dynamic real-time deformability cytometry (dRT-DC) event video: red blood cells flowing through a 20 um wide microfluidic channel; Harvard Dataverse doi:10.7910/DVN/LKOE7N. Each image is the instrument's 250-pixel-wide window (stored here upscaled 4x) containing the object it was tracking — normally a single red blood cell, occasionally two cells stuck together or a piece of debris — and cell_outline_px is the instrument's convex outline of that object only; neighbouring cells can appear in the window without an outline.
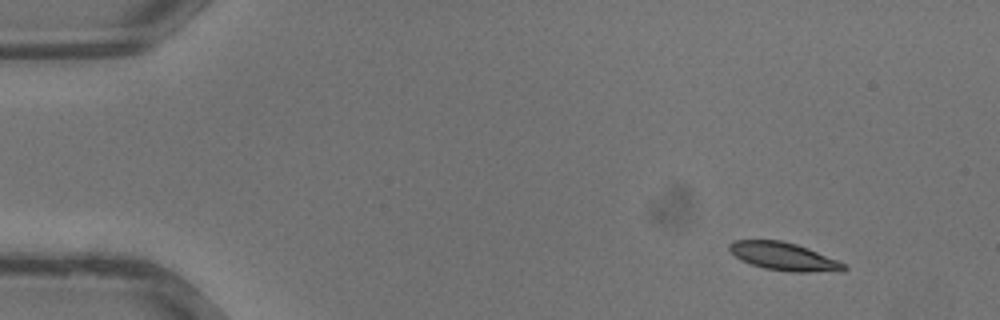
{"species": "common noctule bat (a hibernating species)", "species_latin": "Nyctalus noctula", "temperature_condition": "warm", "stored_images_in_passage": 35, "camera_frame_rate_fps": 3000, "um_per_image_px": 0.085, "animal": {"sex": "male", "body_mass_g": 13.3}, "frame": {"image": 1, "passage_image": 3, "time_ms": 0.667, "image_size_px": [1000, 320], "cell_outline_px": [[848, 268], [844, 272], [788, 272], [764, 268], [740, 260], [728, 248], [728, 244], [732, 240], [780, 240], [796, 244], [808, 248], [836, 260], [844, 264]], "centroid_in_image_um": [66.63, 21.81], "position_along_channel_um": 18.4, "area_um2": 18.73}}
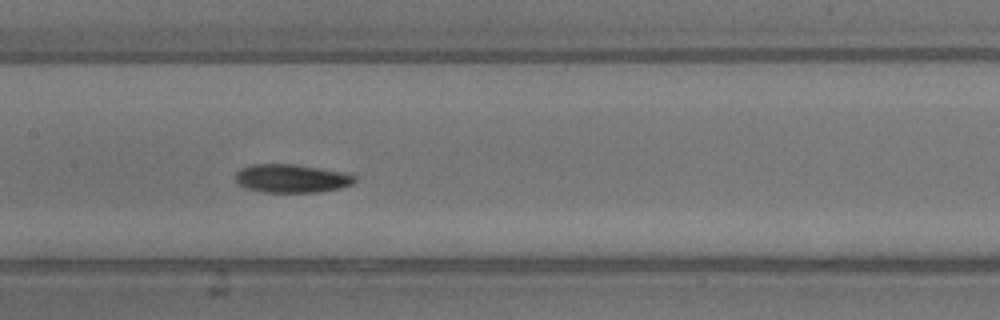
{"frame": {"image": 2, "passage_image": 17, "time_ms": 5.333, "image_size_px": [1000, 320], "cell_outline_px": [[356, 180], [352, 184], [340, 188], [320, 192], [264, 192], [244, 188], [236, 180], [236, 172], [240, 168], [252, 164], [296, 164], [340, 172], [356, 176]], "centroid_in_image_um": [24.76, 15.17], "position_along_channel_um": 182.6, "area_um2": 19.65}}
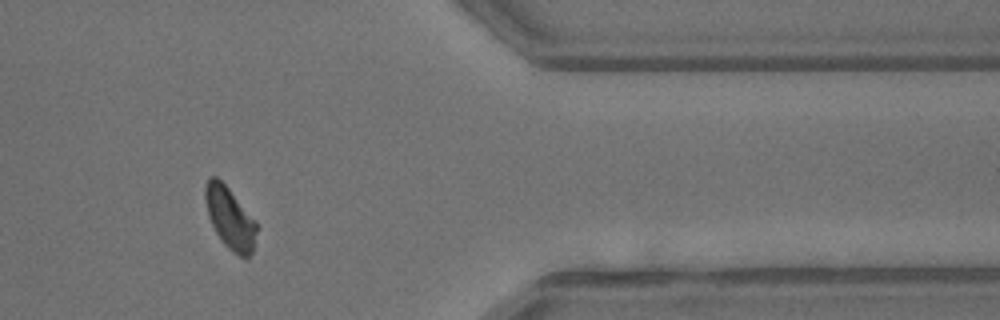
{"frame": {"image": 3, "passage_image": 29, "time_ms": 9.333, "image_size_px": [1000, 320], "cell_outline_px": [[256, 232], [252, 252], [248, 260], [244, 260], [232, 252], [220, 240], [212, 224], [208, 212], [204, 196], [204, 188], [208, 180], [212, 176], [216, 176], [228, 188], [256, 220]], "centroid_in_image_um": [19.56, 18.58], "position_along_channel_um": 391.8, "area_um2": 18.44}}